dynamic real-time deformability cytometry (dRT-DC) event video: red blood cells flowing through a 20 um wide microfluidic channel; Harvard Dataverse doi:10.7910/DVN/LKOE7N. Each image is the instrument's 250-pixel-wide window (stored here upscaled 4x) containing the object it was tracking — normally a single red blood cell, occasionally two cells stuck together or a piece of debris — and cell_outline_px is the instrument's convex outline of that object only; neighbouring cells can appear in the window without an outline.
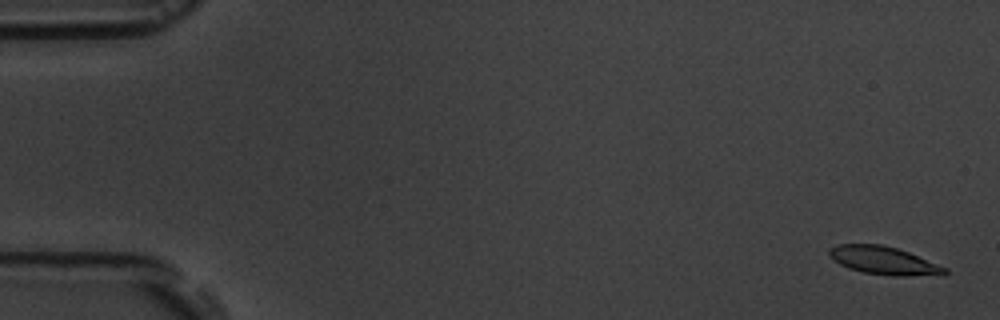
{"species": "common noctule bat (a hibernating species)", "species_latin": "Nyctalus noctula", "temperature_condition": "room temperature", "stored_images_in_passage": 4, "camera_frame_rate_fps": 3000, "um_per_image_px": 0.085, "animal": {"sex": "male", "body_mass_g": 19.5, "forearm_length_mm": 54.6}, "frame": {"image": 1, "passage_image": 1, "time_ms": 0.0, "image_size_px": [1000, 320], "cell_outline_px": [[948, 272], [944, 276], [892, 276], [864, 272], [848, 268], [840, 264], [828, 256], [828, 248], [840, 244], [880, 244], [896, 248], [908, 252], [948, 268]], "centroid_in_image_um": [75.16, 22.16], "position_along_channel_um": 9.8, "area_um2": 19.07}}